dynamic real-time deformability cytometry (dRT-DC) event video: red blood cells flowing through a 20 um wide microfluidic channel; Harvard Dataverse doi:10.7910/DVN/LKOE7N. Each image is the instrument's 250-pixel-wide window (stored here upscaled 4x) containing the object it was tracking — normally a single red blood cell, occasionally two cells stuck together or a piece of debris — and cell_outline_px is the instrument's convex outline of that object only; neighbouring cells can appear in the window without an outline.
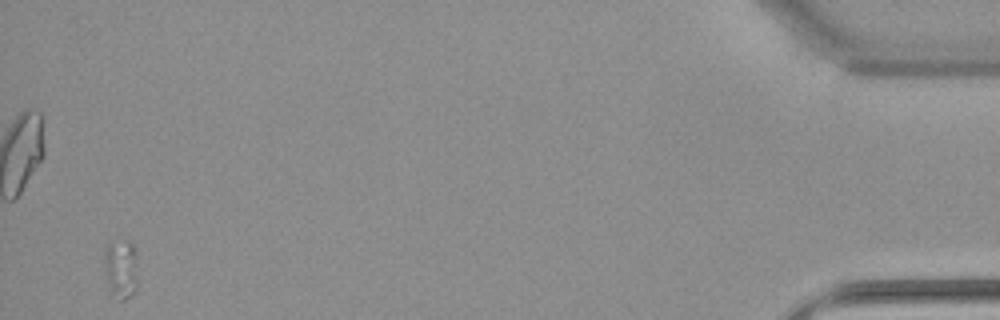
{"species": "common noctule bat (a hibernating species)", "species_latin": "Nyctalus noctula", "temperature_condition": "warm", "stored_images_in_passage": 54, "camera_frame_rate_fps": 3000, "um_per_image_px": 0.085, "animal": {"sex": "female", "body_mass_g": 22.7, "forearm_length_mm": 54.2}, "frame": {"image": 1, "passage_image": 54, "time_ms": 17.667, "image_size_px": [1000, 320], "cell_outline_px": [[136, 288], [124, 300], [120, 300], [108, 296], [104, 256], [104, 244], [132, 244], [136, 248]], "centroid_in_image_um": [10.23, 22.94], "position_along_channel_um": 425.0, "area_um2": 11.5}}